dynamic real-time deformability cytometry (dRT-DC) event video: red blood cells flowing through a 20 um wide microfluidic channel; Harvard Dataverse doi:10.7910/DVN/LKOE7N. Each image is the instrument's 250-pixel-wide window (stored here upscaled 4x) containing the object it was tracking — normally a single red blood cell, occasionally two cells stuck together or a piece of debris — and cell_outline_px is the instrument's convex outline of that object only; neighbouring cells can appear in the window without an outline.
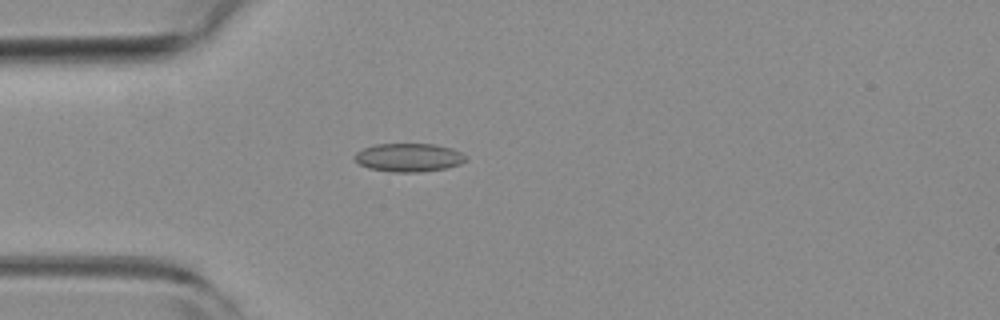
{"species": "common noctule bat (a hibernating species)", "species_latin": "Nyctalus noctula", "temperature_condition": "room temperature", "stored_images_in_passage": 5, "camera_frame_rate_fps": 3000, "um_per_image_px": 0.085, "animal": {"sex": "female", "body_mass_g": 19.3, "forearm_length_mm": 54.1}, "frame": {"image": 1, "passage_image": 4, "time_ms": 1.0, "image_size_px": [1000, 320], "cell_outline_px": [[468, 160], [460, 164], [448, 168], [420, 172], [392, 172], [368, 168], [360, 164], [352, 156], [356, 152], [364, 148], [376, 144], [436, 144], [452, 148], [468, 156]], "centroid_in_image_um": [34.78, 13.39], "position_along_channel_um": 50.2, "area_um2": 18.61}}